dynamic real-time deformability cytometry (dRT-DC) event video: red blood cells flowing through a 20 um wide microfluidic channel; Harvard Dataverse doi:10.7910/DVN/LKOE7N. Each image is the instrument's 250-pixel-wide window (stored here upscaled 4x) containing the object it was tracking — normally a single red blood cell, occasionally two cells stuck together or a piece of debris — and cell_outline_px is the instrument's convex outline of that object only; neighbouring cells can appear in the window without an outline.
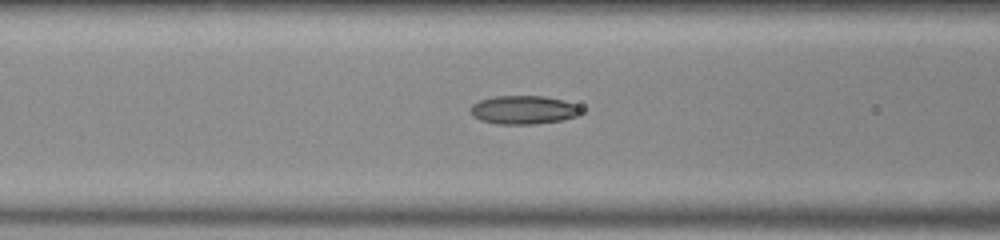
{"species": "common noctule bat (a hibernating species)", "species_latin": "Nyctalus noctula", "temperature_condition": "room temperature", "stored_images_in_passage": 14, "camera_frame_rate_fps": 3000, "um_per_image_px": 0.085, "animal": {"sex": "male", "body_mass_g": 20.0, "forearm_length_mm": 53.3}, "frame": {"image": 1, "passage_image": 12, "time_ms": 3.667, "image_size_px": [1000, 240], "cell_outline_px": [[584, 112], [576, 116], [560, 120], [532, 124], [496, 124], [480, 120], [472, 116], [468, 108], [472, 104], [480, 100], [492, 96], [544, 96], [564, 100], [576, 104], [584, 108]], "centroid_in_image_um": [44.49, 9.33], "position_along_channel_um": 122.1, "area_um2": 18.67}}